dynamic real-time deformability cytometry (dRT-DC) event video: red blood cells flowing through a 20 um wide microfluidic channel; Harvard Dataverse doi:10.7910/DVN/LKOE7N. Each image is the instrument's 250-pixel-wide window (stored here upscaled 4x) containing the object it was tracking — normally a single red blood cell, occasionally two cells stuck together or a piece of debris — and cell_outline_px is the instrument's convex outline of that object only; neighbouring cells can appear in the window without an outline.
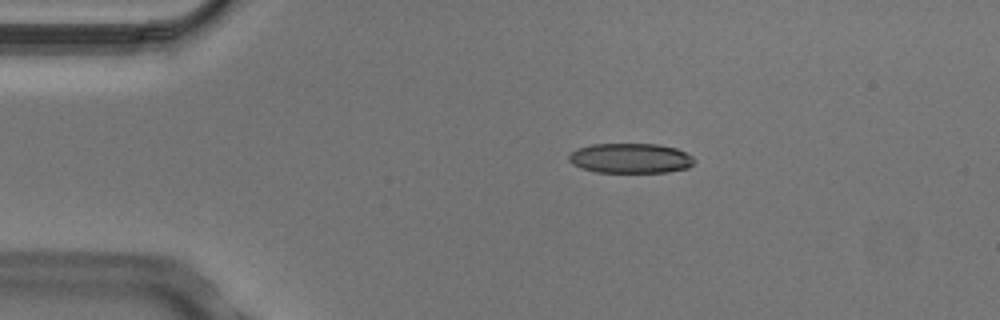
{"species": "Egyptian fruit bat (a non-hibernating species)", "species_latin": "Rousettus aegyptiacus", "temperature_condition": "cold", "stored_images_in_passage": 3, "camera_frame_rate_fps": 3000, "um_per_image_px": 0.085, "animal": {"sex": "male"}, "frame": {"image": 1, "passage_image": 2, "time_ms": 0.333, "image_size_px": [1000, 320], "cell_outline_px": [[696, 160], [688, 168], [668, 172], [596, 172], [580, 168], [572, 164], [568, 160], [568, 156], [576, 148], [592, 144], [660, 144], [676, 148], [692, 156]], "centroid_in_image_um": [53.57, 13.45], "position_along_channel_um": 31.4, "area_um2": 22.02}}